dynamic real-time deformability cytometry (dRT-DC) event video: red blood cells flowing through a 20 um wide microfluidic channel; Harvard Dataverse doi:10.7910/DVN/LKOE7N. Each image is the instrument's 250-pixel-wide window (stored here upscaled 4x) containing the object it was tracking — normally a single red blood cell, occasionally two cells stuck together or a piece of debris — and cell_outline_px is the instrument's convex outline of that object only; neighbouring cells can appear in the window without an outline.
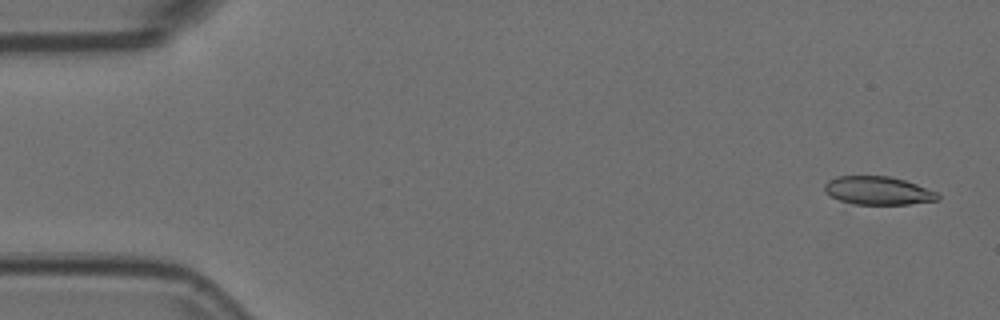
{"species": "Egyptian fruit bat (a non-hibernating species)", "species_latin": "Rousettus aegyptiacus", "temperature_condition": "room temperature", "stored_images_in_passage": 6, "camera_frame_rate_fps": 3000, "um_per_image_px": 0.085, "animal": {"sex": "female"}, "frame": {"image": 1, "passage_image": 1, "time_ms": 0.0, "image_size_px": [1000, 320], "cell_outline_px": [[940, 200], [908, 204], [852, 204], [840, 200], [824, 192], [824, 184], [828, 180], [836, 176], [888, 176], [904, 180], [916, 184], [936, 192], [940, 196]], "centroid_in_image_um": [74.61, 16.2], "position_along_channel_um": 10.4, "area_um2": 18.61}}
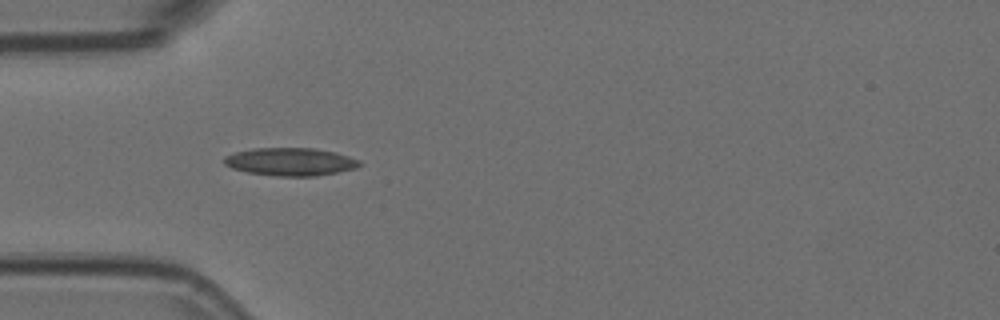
{"frame": {"image": 2, "passage_image": 5, "time_ms": 1.333, "image_size_px": [1000, 320], "cell_outline_px": [[364, 164], [356, 168], [316, 176], [276, 176], [248, 172], [232, 168], [224, 164], [224, 156], [236, 152], [252, 148], [316, 148], [336, 152], [360, 160]], "centroid_in_image_um": [24.71, 13.74], "position_along_channel_um": 60.3, "area_um2": 22.08}}
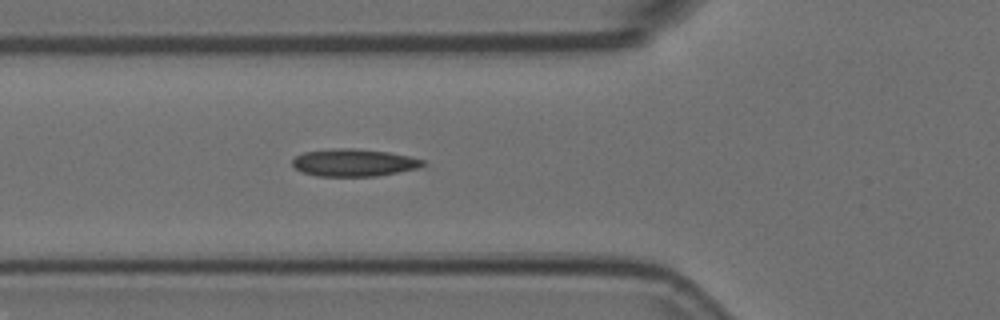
{"frame": {"image": 3, "passage_image": 6, "time_ms": 1.667, "image_size_px": [1000, 320], "cell_outline_px": [[428, 164], [416, 168], [376, 176], [316, 176], [300, 172], [292, 164], [292, 160], [296, 156], [304, 152], [328, 148], [352, 148], [388, 152], [408, 156], [424, 160]], "centroid_in_image_um": [30.04, 13.82], "position_along_channel_um": 95.8, "area_um2": 20.87}}